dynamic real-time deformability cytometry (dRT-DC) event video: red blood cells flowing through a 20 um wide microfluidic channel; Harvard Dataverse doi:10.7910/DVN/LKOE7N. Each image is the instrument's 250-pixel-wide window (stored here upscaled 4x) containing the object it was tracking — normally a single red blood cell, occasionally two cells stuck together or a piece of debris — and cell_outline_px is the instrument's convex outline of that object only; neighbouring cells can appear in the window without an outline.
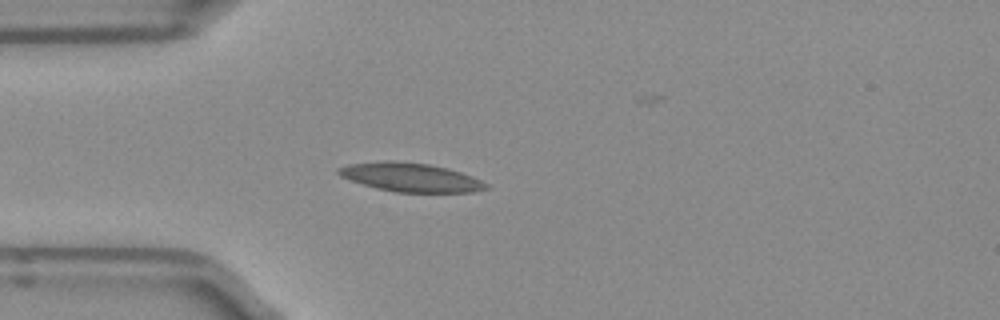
{"species": "Egyptian fruit bat (a non-hibernating species)", "species_latin": "Rousettus aegyptiacus", "temperature_condition": "room temperature", "stored_images_in_passage": 29, "camera_frame_rate_fps": 3000, "um_per_image_px": 0.085, "frame": {"image": 1, "passage_image": 1, "time_ms": 0.0, "image_size_px": [1000, 320], "cell_outline_px": [[492, 188], [472, 192], [396, 192], [376, 188], [340, 176], [336, 172], [336, 168], [348, 164], [384, 160], [396, 160], [428, 164], [448, 168], [472, 176], [488, 184]], "centroid_in_image_um": [34.9, 15.06], "position_along_channel_um": 50.1, "area_um2": 24.85}}
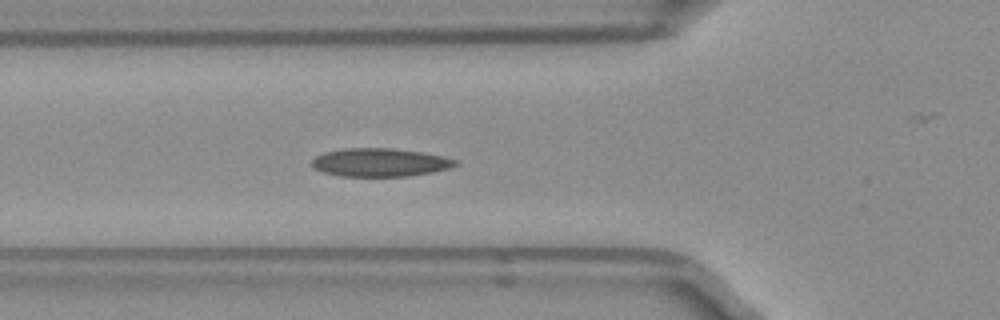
{"frame": {"image": 2, "passage_image": 5, "time_ms": 1.333, "image_size_px": [1000, 320], "cell_outline_px": [[460, 164], [448, 168], [432, 172], [408, 176], [340, 176], [324, 172], [312, 168], [312, 160], [316, 156], [324, 152], [344, 148], [392, 148], [420, 152], [444, 156], [460, 160]], "centroid_in_image_um": [32.32, 13.8], "position_along_channel_um": 93.5, "area_um2": 23.76}, "authors_computed_cell_mechanics": {"area_um2": 23.2934, "velocity_mm_per_s": 3.9098, "shape_relaxation_time_tau1_ms": null, "shape_relaxation_time_tau2_ms": 5.3335, "deformation_change_tau1": null, "deformation_change_tau2": 0.1224}}